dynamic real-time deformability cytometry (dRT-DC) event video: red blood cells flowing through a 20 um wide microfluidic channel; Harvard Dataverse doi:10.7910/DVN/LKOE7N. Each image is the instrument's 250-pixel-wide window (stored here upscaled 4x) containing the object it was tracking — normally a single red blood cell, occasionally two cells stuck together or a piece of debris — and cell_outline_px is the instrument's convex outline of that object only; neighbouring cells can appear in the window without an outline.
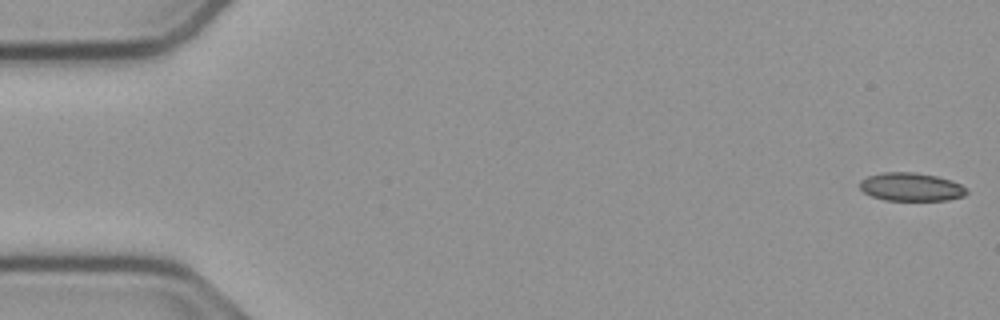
{"species": "common noctule bat (a hibernating species)", "species_latin": "Nyctalus noctula", "temperature_condition": "cold", "stored_images_in_passage": 54, "camera_frame_rate_fps": 3000, "um_per_image_px": 0.085, "animal": {"sex": "male", "body_mass_g": 23.1, "forearm_length_mm": 52.7}, "frame": {"image": 1, "passage_image": 1, "time_ms": 0.0, "image_size_px": [1000, 320], "cell_outline_px": [[968, 192], [964, 196], [948, 200], [884, 200], [872, 196], [864, 192], [860, 188], [860, 180], [868, 176], [884, 172], [912, 172], [936, 176], [952, 180], [968, 188]], "centroid_in_image_um": [77.47, 15.89], "position_along_channel_um": 7.5, "area_um2": 17.63}}
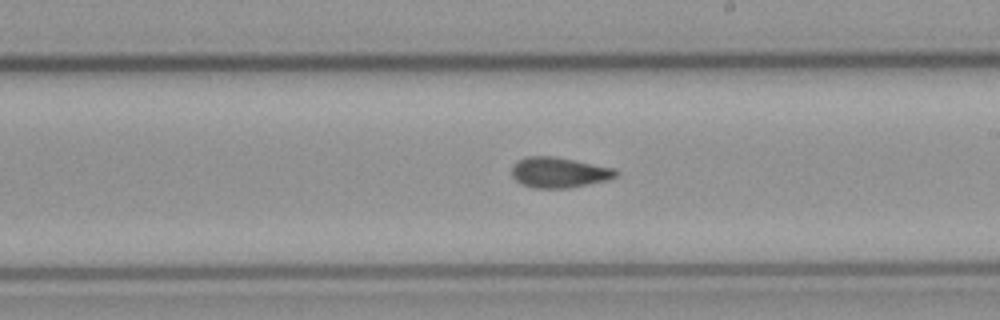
{"frame": {"image": 2, "passage_image": 31, "time_ms": 10.0, "image_size_px": [1000, 320], "cell_outline_px": [[620, 172], [616, 176], [608, 180], [568, 188], [536, 188], [520, 184], [512, 176], [512, 164], [528, 156], [552, 156], [616, 168]], "centroid_in_image_um": [47.53, 14.66], "position_along_channel_um": 241.5, "area_um2": 18.5}}
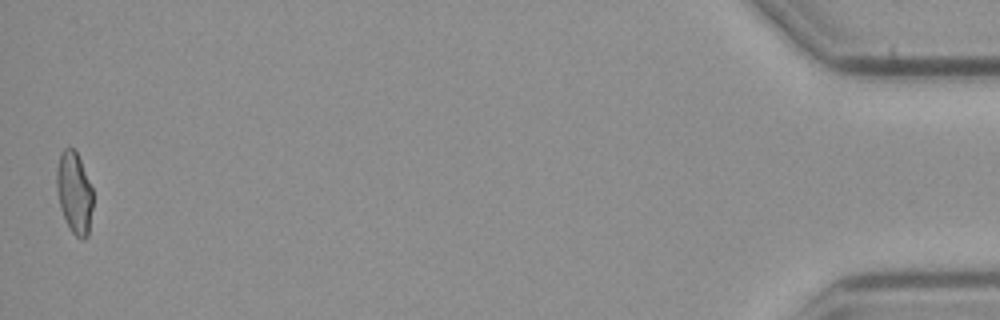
{"frame": {"image": 3, "passage_image": 54, "time_ms": 17.667, "image_size_px": [1000, 320], "cell_outline_px": [[92, 208], [88, 236], [84, 240], [80, 240], [72, 232], [60, 208], [56, 188], [56, 168], [60, 152], [64, 148], [72, 148], [76, 152], [80, 160], [92, 188]], "centroid_in_image_um": [6.3, 16.39], "position_along_channel_um": 428.9, "area_um2": 17.22}, "authors_computed_cell_mechanics": {"area_um2": 18.207, "velocity_mm_per_s": 3.7621, "shape_relaxation_time_tau1_ms": null, "shape_relaxation_time_tau2_ms": 1.631, "deformation_change_tau1": null, "deformation_change_tau2": 0.07}}